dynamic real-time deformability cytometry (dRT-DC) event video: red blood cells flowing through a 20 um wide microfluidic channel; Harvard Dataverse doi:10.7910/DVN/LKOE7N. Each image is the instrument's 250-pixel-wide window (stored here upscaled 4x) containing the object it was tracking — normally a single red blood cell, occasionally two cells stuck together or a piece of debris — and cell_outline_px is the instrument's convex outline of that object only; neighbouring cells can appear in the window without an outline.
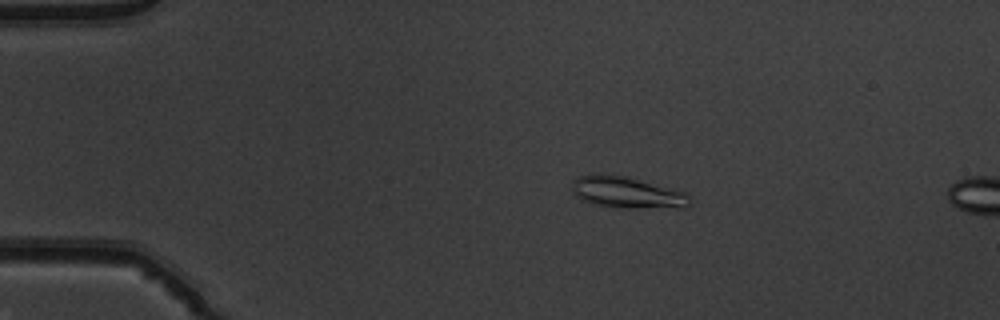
{"species": "common noctule bat (a hibernating species)", "species_latin": "Nyctalus noctula", "temperature_condition": "warm", "stored_images_in_passage": 14, "camera_frame_rate_fps": 3000, "um_per_image_px": 0.085, "animal": {"sex": "male", "body_mass_g": 19.5, "forearm_length_mm": 54.6}, "frame": {"image": 1, "passage_image": 10, "time_ms": 3.0, "image_size_px": [1000, 320], "cell_outline_px": [[692, 204], [688, 208], [620, 208], [592, 204], [580, 200], [572, 192], [572, 180], [576, 176], [592, 172], [628, 176], [688, 192]], "centroid_in_image_um": [53.3, 16.35], "position_along_channel_um": 31.7, "area_um2": 22.66}}